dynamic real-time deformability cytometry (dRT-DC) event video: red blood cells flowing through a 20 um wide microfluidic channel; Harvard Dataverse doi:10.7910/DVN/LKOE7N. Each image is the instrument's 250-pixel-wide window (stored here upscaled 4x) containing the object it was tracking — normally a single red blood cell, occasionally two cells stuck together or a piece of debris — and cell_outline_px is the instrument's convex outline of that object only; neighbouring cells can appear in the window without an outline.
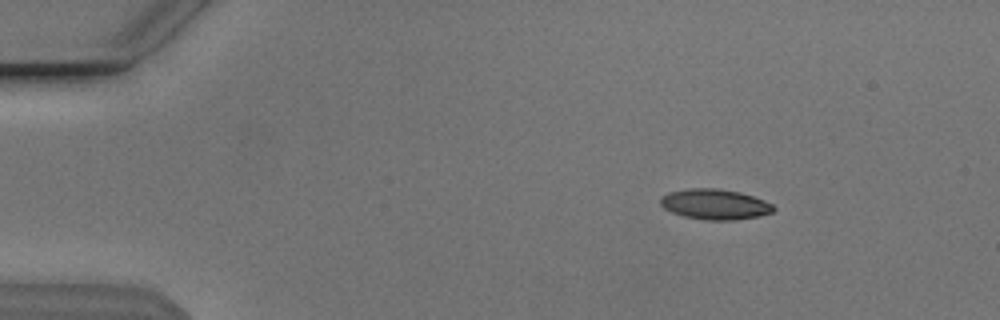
{"species": "Egyptian fruit bat (a non-hibernating species)", "species_latin": "Rousettus aegyptiacus", "temperature_condition": "cold", "stored_images_in_passage": 46, "camera_frame_rate_fps": 3000, "um_per_image_px": 0.085, "animal": {"sex": "male"}, "frame": {"image": 1, "passage_image": 1, "time_ms": 0.0, "image_size_px": [1000, 320], "cell_outline_px": [[776, 208], [772, 212], [760, 216], [732, 220], [704, 220], [684, 216], [672, 212], [664, 208], [660, 204], [660, 196], [668, 192], [688, 188], [716, 188], [740, 192], [764, 200], [772, 204]], "centroid_in_image_um": [60.75, 17.36], "position_along_channel_um": 24.3, "area_um2": 20.11}}
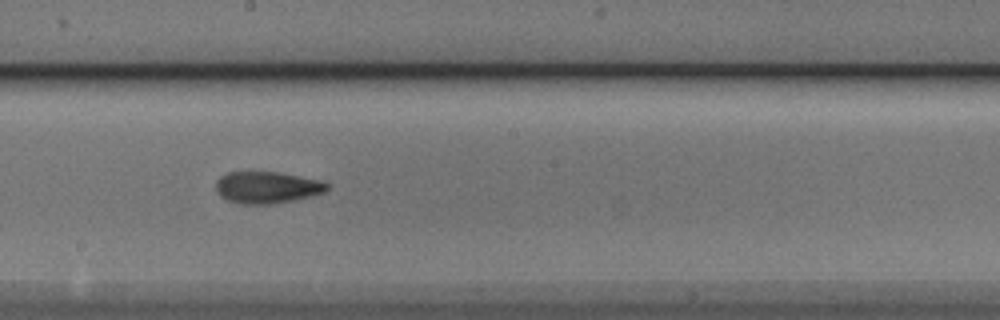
{"frame": {"image": 2, "passage_image": 23, "time_ms": 7.333, "image_size_px": [1000, 320], "cell_outline_px": [[328, 188], [324, 192], [312, 196], [272, 204], [240, 204], [228, 200], [220, 196], [216, 192], [216, 180], [220, 176], [228, 172], [276, 172], [320, 180], [328, 184]], "centroid_in_image_um": [22.66, 15.93], "position_along_channel_um": 225.5, "area_um2": 20.52}}
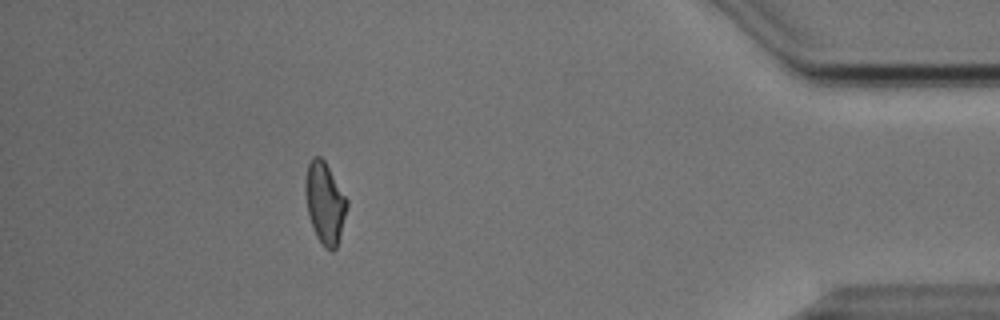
{"frame": {"image": 3, "passage_image": 41, "time_ms": 13.333, "image_size_px": [1000, 320], "cell_outline_px": [[348, 204], [340, 236], [336, 248], [332, 252], [324, 248], [316, 236], [308, 216], [304, 188], [304, 180], [308, 164], [312, 156], [320, 156], [324, 160], [348, 200]], "centroid_in_image_um": [27.59, 17.25], "position_along_channel_um": 407.6, "area_um2": 19.88}, "authors_computed_cell_mechanics": {"area_um2": 20.0855, "velocity_mm_per_s": 3.8493, "shape_relaxation_time_tau1_ms": 5.2663, "shape_relaxation_time_tau2_ms": 3.125, "deformation_change_tau1": 0.177, "deformation_change_tau2": 0.098}}